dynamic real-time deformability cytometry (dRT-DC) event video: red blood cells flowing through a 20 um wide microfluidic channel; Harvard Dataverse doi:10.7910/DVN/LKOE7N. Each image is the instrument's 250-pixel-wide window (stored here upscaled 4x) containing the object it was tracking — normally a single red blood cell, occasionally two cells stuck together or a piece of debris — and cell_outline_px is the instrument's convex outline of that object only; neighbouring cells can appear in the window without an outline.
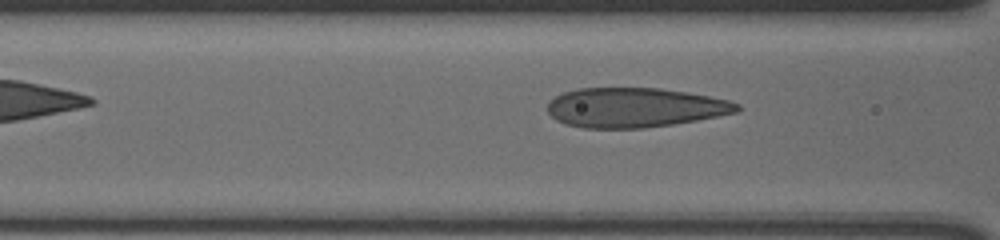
{"species": "human", "species_latin": "Homo sapiens", "temperature_condition": "cold", "stored_images_in_passage": 9, "camera_frame_rate_fps": 3000, "um_per_image_px": 0.085, "donor": {"sex": "male"}, "frame": {"image": 1, "passage_image": 6, "time_ms": 1.667, "image_size_px": [1000, 240], "cell_outline_px": [[740, 112], [696, 120], [672, 124], [644, 128], [584, 128], [564, 124], [556, 120], [548, 112], [548, 100], [564, 92], [576, 88], [660, 88], [688, 92], [728, 100], [740, 104]], "centroid_in_image_um": [53.94, 9.14], "position_along_channel_um": 112.7, "area_um2": 43.87}}